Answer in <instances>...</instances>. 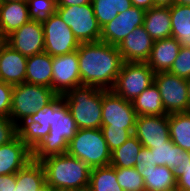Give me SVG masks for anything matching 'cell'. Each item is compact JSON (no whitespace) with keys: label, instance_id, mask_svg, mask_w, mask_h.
<instances>
[{"label":"cell","instance_id":"1","mask_svg":"<svg viewBox=\"0 0 190 191\" xmlns=\"http://www.w3.org/2000/svg\"><path fill=\"white\" fill-rule=\"evenodd\" d=\"M78 127L62 95L17 125V136L32 150V160L67 153Z\"/></svg>","mask_w":190,"mask_h":191},{"label":"cell","instance_id":"2","mask_svg":"<svg viewBox=\"0 0 190 191\" xmlns=\"http://www.w3.org/2000/svg\"><path fill=\"white\" fill-rule=\"evenodd\" d=\"M81 85L112 90L124 60L118 47L102 41L80 43L77 49Z\"/></svg>","mask_w":190,"mask_h":191},{"label":"cell","instance_id":"3","mask_svg":"<svg viewBox=\"0 0 190 191\" xmlns=\"http://www.w3.org/2000/svg\"><path fill=\"white\" fill-rule=\"evenodd\" d=\"M40 163L45 170L46 183L54 190H79L89 186L91 168L68 153L46 157Z\"/></svg>","mask_w":190,"mask_h":191},{"label":"cell","instance_id":"4","mask_svg":"<svg viewBox=\"0 0 190 191\" xmlns=\"http://www.w3.org/2000/svg\"><path fill=\"white\" fill-rule=\"evenodd\" d=\"M78 129H100L102 125V89L81 85L63 94Z\"/></svg>","mask_w":190,"mask_h":191},{"label":"cell","instance_id":"5","mask_svg":"<svg viewBox=\"0 0 190 191\" xmlns=\"http://www.w3.org/2000/svg\"><path fill=\"white\" fill-rule=\"evenodd\" d=\"M67 153L84 161L91 169L108 166L111 151L101 129H78L68 143Z\"/></svg>","mask_w":190,"mask_h":191},{"label":"cell","instance_id":"6","mask_svg":"<svg viewBox=\"0 0 190 191\" xmlns=\"http://www.w3.org/2000/svg\"><path fill=\"white\" fill-rule=\"evenodd\" d=\"M58 95L52 88L27 82L14 85L9 118L18 125L28 119L38 109L44 108Z\"/></svg>","mask_w":190,"mask_h":191},{"label":"cell","instance_id":"7","mask_svg":"<svg viewBox=\"0 0 190 191\" xmlns=\"http://www.w3.org/2000/svg\"><path fill=\"white\" fill-rule=\"evenodd\" d=\"M154 74L146 62H124L112 91L125 100L133 102L154 83Z\"/></svg>","mask_w":190,"mask_h":191},{"label":"cell","instance_id":"8","mask_svg":"<svg viewBox=\"0 0 190 191\" xmlns=\"http://www.w3.org/2000/svg\"><path fill=\"white\" fill-rule=\"evenodd\" d=\"M80 43L101 41V27L92 4L57 7L56 11Z\"/></svg>","mask_w":190,"mask_h":191},{"label":"cell","instance_id":"9","mask_svg":"<svg viewBox=\"0 0 190 191\" xmlns=\"http://www.w3.org/2000/svg\"><path fill=\"white\" fill-rule=\"evenodd\" d=\"M154 83L167 114L189 112L186 79L170 72H159L154 74Z\"/></svg>","mask_w":190,"mask_h":191},{"label":"cell","instance_id":"10","mask_svg":"<svg viewBox=\"0 0 190 191\" xmlns=\"http://www.w3.org/2000/svg\"><path fill=\"white\" fill-rule=\"evenodd\" d=\"M136 118L132 102L116 95L112 90L102 89L101 128L134 130Z\"/></svg>","mask_w":190,"mask_h":191},{"label":"cell","instance_id":"11","mask_svg":"<svg viewBox=\"0 0 190 191\" xmlns=\"http://www.w3.org/2000/svg\"><path fill=\"white\" fill-rule=\"evenodd\" d=\"M44 29V52L50 56L69 54L78 49L80 42L72 30L56 12L42 23Z\"/></svg>","mask_w":190,"mask_h":191},{"label":"cell","instance_id":"12","mask_svg":"<svg viewBox=\"0 0 190 191\" xmlns=\"http://www.w3.org/2000/svg\"><path fill=\"white\" fill-rule=\"evenodd\" d=\"M52 89L57 95H63L69 90L81 86L77 50L53 57Z\"/></svg>","mask_w":190,"mask_h":191},{"label":"cell","instance_id":"13","mask_svg":"<svg viewBox=\"0 0 190 191\" xmlns=\"http://www.w3.org/2000/svg\"><path fill=\"white\" fill-rule=\"evenodd\" d=\"M145 12L143 9L132 6L123 13H119L115 19L101 28V41L118 46L130 32L143 25Z\"/></svg>","mask_w":190,"mask_h":191},{"label":"cell","instance_id":"14","mask_svg":"<svg viewBox=\"0 0 190 191\" xmlns=\"http://www.w3.org/2000/svg\"><path fill=\"white\" fill-rule=\"evenodd\" d=\"M6 44L25 57L44 52V29L40 22L30 20L5 38Z\"/></svg>","mask_w":190,"mask_h":191},{"label":"cell","instance_id":"15","mask_svg":"<svg viewBox=\"0 0 190 191\" xmlns=\"http://www.w3.org/2000/svg\"><path fill=\"white\" fill-rule=\"evenodd\" d=\"M133 134L149 149L164 144L170 139L169 114L137 116Z\"/></svg>","mask_w":190,"mask_h":191},{"label":"cell","instance_id":"16","mask_svg":"<svg viewBox=\"0 0 190 191\" xmlns=\"http://www.w3.org/2000/svg\"><path fill=\"white\" fill-rule=\"evenodd\" d=\"M153 43L154 40L142 25L130 32L117 47L124 62H146Z\"/></svg>","mask_w":190,"mask_h":191},{"label":"cell","instance_id":"17","mask_svg":"<svg viewBox=\"0 0 190 191\" xmlns=\"http://www.w3.org/2000/svg\"><path fill=\"white\" fill-rule=\"evenodd\" d=\"M32 160V150L16 136L0 146V175L16 174Z\"/></svg>","mask_w":190,"mask_h":191},{"label":"cell","instance_id":"18","mask_svg":"<svg viewBox=\"0 0 190 191\" xmlns=\"http://www.w3.org/2000/svg\"><path fill=\"white\" fill-rule=\"evenodd\" d=\"M27 57L6 43L0 52V80L11 85L26 82Z\"/></svg>","mask_w":190,"mask_h":191},{"label":"cell","instance_id":"19","mask_svg":"<svg viewBox=\"0 0 190 191\" xmlns=\"http://www.w3.org/2000/svg\"><path fill=\"white\" fill-rule=\"evenodd\" d=\"M150 151L152 152L153 163L171 168L176 180L183 174V166L190 162V152L182 150L171 139L164 144L153 145Z\"/></svg>","mask_w":190,"mask_h":191},{"label":"cell","instance_id":"20","mask_svg":"<svg viewBox=\"0 0 190 191\" xmlns=\"http://www.w3.org/2000/svg\"><path fill=\"white\" fill-rule=\"evenodd\" d=\"M28 5L25 1L2 2L0 6V36H7L29 22Z\"/></svg>","mask_w":190,"mask_h":191},{"label":"cell","instance_id":"21","mask_svg":"<svg viewBox=\"0 0 190 191\" xmlns=\"http://www.w3.org/2000/svg\"><path fill=\"white\" fill-rule=\"evenodd\" d=\"M180 48L181 44L174 37L156 40L146 63L154 73L168 72L177 58Z\"/></svg>","mask_w":190,"mask_h":191},{"label":"cell","instance_id":"22","mask_svg":"<svg viewBox=\"0 0 190 191\" xmlns=\"http://www.w3.org/2000/svg\"><path fill=\"white\" fill-rule=\"evenodd\" d=\"M171 24L170 7L154 6L145 12L143 26L154 41L171 37Z\"/></svg>","mask_w":190,"mask_h":191},{"label":"cell","instance_id":"23","mask_svg":"<svg viewBox=\"0 0 190 191\" xmlns=\"http://www.w3.org/2000/svg\"><path fill=\"white\" fill-rule=\"evenodd\" d=\"M52 62L46 52L27 57L26 82L52 88Z\"/></svg>","mask_w":190,"mask_h":191},{"label":"cell","instance_id":"24","mask_svg":"<svg viewBox=\"0 0 190 191\" xmlns=\"http://www.w3.org/2000/svg\"><path fill=\"white\" fill-rule=\"evenodd\" d=\"M45 180V170L40 162L31 160L16 173V183L12 191H32L40 188Z\"/></svg>","mask_w":190,"mask_h":191},{"label":"cell","instance_id":"25","mask_svg":"<svg viewBox=\"0 0 190 191\" xmlns=\"http://www.w3.org/2000/svg\"><path fill=\"white\" fill-rule=\"evenodd\" d=\"M137 116L168 115L163 107L158 87L153 83L132 102Z\"/></svg>","mask_w":190,"mask_h":191},{"label":"cell","instance_id":"26","mask_svg":"<svg viewBox=\"0 0 190 191\" xmlns=\"http://www.w3.org/2000/svg\"><path fill=\"white\" fill-rule=\"evenodd\" d=\"M171 37L181 46L190 47V6L174 4L170 7Z\"/></svg>","mask_w":190,"mask_h":191},{"label":"cell","instance_id":"27","mask_svg":"<svg viewBox=\"0 0 190 191\" xmlns=\"http://www.w3.org/2000/svg\"><path fill=\"white\" fill-rule=\"evenodd\" d=\"M140 174L144 179L145 191H162L177 185L173 170L167 166L145 167Z\"/></svg>","mask_w":190,"mask_h":191},{"label":"cell","instance_id":"28","mask_svg":"<svg viewBox=\"0 0 190 191\" xmlns=\"http://www.w3.org/2000/svg\"><path fill=\"white\" fill-rule=\"evenodd\" d=\"M169 133L174 144L190 152V111L169 114Z\"/></svg>","mask_w":190,"mask_h":191},{"label":"cell","instance_id":"29","mask_svg":"<svg viewBox=\"0 0 190 191\" xmlns=\"http://www.w3.org/2000/svg\"><path fill=\"white\" fill-rule=\"evenodd\" d=\"M91 4L101 28L132 7L131 0H92Z\"/></svg>","mask_w":190,"mask_h":191},{"label":"cell","instance_id":"30","mask_svg":"<svg viewBox=\"0 0 190 191\" xmlns=\"http://www.w3.org/2000/svg\"><path fill=\"white\" fill-rule=\"evenodd\" d=\"M142 147L137 137L131 135L125 143L111 152L110 165L117 168L135 167L136 157Z\"/></svg>","mask_w":190,"mask_h":191},{"label":"cell","instance_id":"31","mask_svg":"<svg viewBox=\"0 0 190 191\" xmlns=\"http://www.w3.org/2000/svg\"><path fill=\"white\" fill-rule=\"evenodd\" d=\"M88 187L91 191H124L117 181L116 167L111 165L91 169Z\"/></svg>","mask_w":190,"mask_h":191},{"label":"cell","instance_id":"32","mask_svg":"<svg viewBox=\"0 0 190 191\" xmlns=\"http://www.w3.org/2000/svg\"><path fill=\"white\" fill-rule=\"evenodd\" d=\"M117 181L124 191H144V179L142 175L132 168H117L116 167Z\"/></svg>","mask_w":190,"mask_h":191},{"label":"cell","instance_id":"33","mask_svg":"<svg viewBox=\"0 0 190 191\" xmlns=\"http://www.w3.org/2000/svg\"><path fill=\"white\" fill-rule=\"evenodd\" d=\"M31 20L43 23L57 11L56 0H27Z\"/></svg>","mask_w":190,"mask_h":191},{"label":"cell","instance_id":"34","mask_svg":"<svg viewBox=\"0 0 190 191\" xmlns=\"http://www.w3.org/2000/svg\"><path fill=\"white\" fill-rule=\"evenodd\" d=\"M100 129L111 152L125 143L134 132V130H127L125 128Z\"/></svg>","mask_w":190,"mask_h":191},{"label":"cell","instance_id":"35","mask_svg":"<svg viewBox=\"0 0 190 191\" xmlns=\"http://www.w3.org/2000/svg\"><path fill=\"white\" fill-rule=\"evenodd\" d=\"M168 72L184 79L190 78V47L181 46L179 54Z\"/></svg>","mask_w":190,"mask_h":191},{"label":"cell","instance_id":"36","mask_svg":"<svg viewBox=\"0 0 190 191\" xmlns=\"http://www.w3.org/2000/svg\"><path fill=\"white\" fill-rule=\"evenodd\" d=\"M14 86L0 80V117H9Z\"/></svg>","mask_w":190,"mask_h":191},{"label":"cell","instance_id":"37","mask_svg":"<svg viewBox=\"0 0 190 191\" xmlns=\"http://www.w3.org/2000/svg\"><path fill=\"white\" fill-rule=\"evenodd\" d=\"M17 136V125L9 117H0V146Z\"/></svg>","mask_w":190,"mask_h":191},{"label":"cell","instance_id":"38","mask_svg":"<svg viewBox=\"0 0 190 191\" xmlns=\"http://www.w3.org/2000/svg\"><path fill=\"white\" fill-rule=\"evenodd\" d=\"M156 167L155 163H153L152 152L149 148L142 147L141 151L138 153L136 157V170L141 173L144 168Z\"/></svg>","mask_w":190,"mask_h":191},{"label":"cell","instance_id":"39","mask_svg":"<svg viewBox=\"0 0 190 191\" xmlns=\"http://www.w3.org/2000/svg\"><path fill=\"white\" fill-rule=\"evenodd\" d=\"M183 167V174L176 180L177 186L181 190L190 191V162H187Z\"/></svg>","mask_w":190,"mask_h":191},{"label":"cell","instance_id":"40","mask_svg":"<svg viewBox=\"0 0 190 191\" xmlns=\"http://www.w3.org/2000/svg\"><path fill=\"white\" fill-rule=\"evenodd\" d=\"M16 183V174L0 175V191H12Z\"/></svg>","mask_w":190,"mask_h":191},{"label":"cell","instance_id":"41","mask_svg":"<svg viewBox=\"0 0 190 191\" xmlns=\"http://www.w3.org/2000/svg\"><path fill=\"white\" fill-rule=\"evenodd\" d=\"M131 2L132 6L143 9L144 11H147L155 6L154 0H131Z\"/></svg>","mask_w":190,"mask_h":191},{"label":"cell","instance_id":"42","mask_svg":"<svg viewBox=\"0 0 190 191\" xmlns=\"http://www.w3.org/2000/svg\"><path fill=\"white\" fill-rule=\"evenodd\" d=\"M57 7H66L72 5H84V4H91L92 0H56Z\"/></svg>","mask_w":190,"mask_h":191},{"label":"cell","instance_id":"43","mask_svg":"<svg viewBox=\"0 0 190 191\" xmlns=\"http://www.w3.org/2000/svg\"><path fill=\"white\" fill-rule=\"evenodd\" d=\"M155 6L171 7L175 4V0H154Z\"/></svg>","mask_w":190,"mask_h":191},{"label":"cell","instance_id":"44","mask_svg":"<svg viewBox=\"0 0 190 191\" xmlns=\"http://www.w3.org/2000/svg\"><path fill=\"white\" fill-rule=\"evenodd\" d=\"M32 191H54V189L45 182L40 188Z\"/></svg>","mask_w":190,"mask_h":191},{"label":"cell","instance_id":"45","mask_svg":"<svg viewBox=\"0 0 190 191\" xmlns=\"http://www.w3.org/2000/svg\"><path fill=\"white\" fill-rule=\"evenodd\" d=\"M175 4H178V5H189L190 6V0H175Z\"/></svg>","mask_w":190,"mask_h":191},{"label":"cell","instance_id":"46","mask_svg":"<svg viewBox=\"0 0 190 191\" xmlns=\"http://www.w3.org/2000/svg\"><path fill=\"white\" fill-rule=\"evenodd\" d=\"M187 89H188V101H189V111H190V78L186 79Z\"/></svg>","mask_w":190,"mask_h":191},{"label":"cell","instance_id":"47","mask_svg":"<svg viewBox=\"0 0 190 191\" xmlns=\"http://www.w3.org/2000/svg\"><path fill=\"white\" fill-rule=\"evenodd\" d=\"M162 191H181V189L176 185L174 187H170V188L164 189Z\"/></svg>","mask_w":190,"mask_h":191},{"label":"cell","instance_id":"48","mask_svg":"<svg viewBox=\"0 0 190 191\" xmlns=\"http://www.w3.org/2000/svg\"><path fill=\"white\" fill-rule=\"evenodd\" d=\"M6 43L5 39H0V52L2 50V46Z\"/></svg>","mask_w":190,"mask_h":191},{"label":"cell","instance_id":"49","mask_svg":"<svg viewBox=\"0 0 190 191\" xmlns=\"http://www.w3.org/2000/svg\"><path fill=\"white\" fill-rule=\"evenodd\" d=\"M54 191H76V190H73V189H57V190H54Z\"/></svg>","mask_w":190,"mask_h":191},{"label":"cell","instance_id":"50","mask_svg":"<svg viewBox=\"0 0 190 191\" xmlns=\"http://www.w3.org/2000/svg\"><path fill=\"white\" fill-rule=\"evenodd\" d=\"M8 1H15V2H17V1H25V2H27V0H2V2H8Z\"/></svg>","mask_w":190,"mask_h":191},{"label":"cell","instance_id":"51","mask_svg":"<svg viewBox=\"0 0 190 191\" xmlns=\"http://www.w3.org/2000/svg\"><path fill=\"white\" fill-rule=\"evenodd\" d=\"M76 191H91V190L89 189V187H87V188L79 189V190H76Z\"/></svg>","mask_w":190,"mask_h":191}]
</instances>
